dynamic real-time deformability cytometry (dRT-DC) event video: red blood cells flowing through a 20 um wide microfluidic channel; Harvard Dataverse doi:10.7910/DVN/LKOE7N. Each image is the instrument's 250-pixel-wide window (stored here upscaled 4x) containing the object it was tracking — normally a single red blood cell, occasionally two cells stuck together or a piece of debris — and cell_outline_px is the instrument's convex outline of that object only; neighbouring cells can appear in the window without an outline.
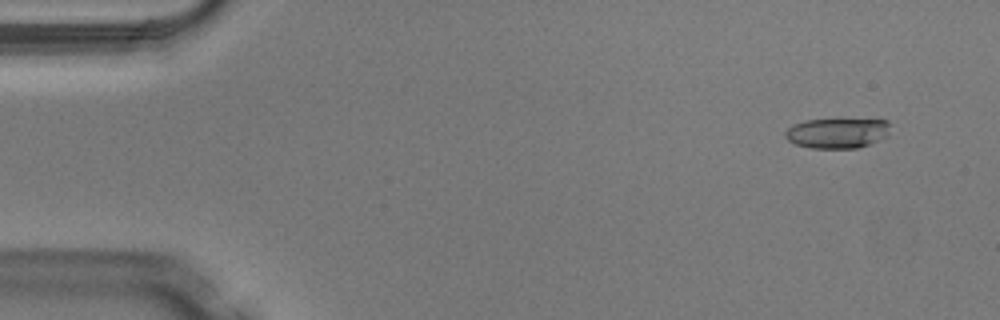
{"species": "Egyptian fruit bat (a non-hibernating species)", "species_latin": "Rousettus aegyptiacus", "temperature_condition": "warm", "stored_images_in_passage": 2, "camera_frame_rate_fps": 3000, "um_per_image_px": 0.085, "animal": {"sex": "male"}, "frame": {"image": 1, "passage_image": 1, "time_ms": 0.0, "image_size_px": [1000, 320], "cell_outline_px": [[888, 136], [868, 144], [856, 148], [812, 148], [796, 144], [788, 140], [784, 136], [784, 132], [792, 124], [808, 120], [888, 120]], "centroid_in_image_um": [71.13, 11.32], "position_along_channel_um": 13.9, "area_um2": 18.15}}